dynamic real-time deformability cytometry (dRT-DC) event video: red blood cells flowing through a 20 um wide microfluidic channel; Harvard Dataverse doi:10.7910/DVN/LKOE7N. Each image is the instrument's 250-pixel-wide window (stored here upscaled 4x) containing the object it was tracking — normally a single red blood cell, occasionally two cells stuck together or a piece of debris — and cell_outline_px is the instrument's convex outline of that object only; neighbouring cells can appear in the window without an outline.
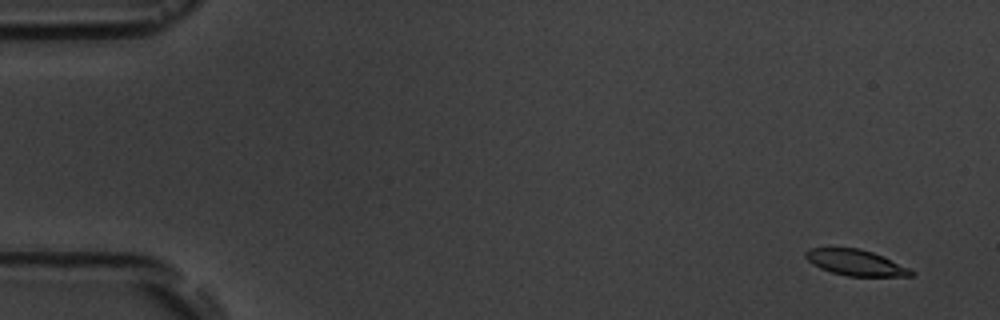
{"species": "common noctule bat (a hibernating species)", "species_latin": "Nyctalus noctula", "temperature_condition": "room temperature", "stored_images_in_passage": 5, "camera_frame_rate_fps": 3000, "um_per_image_px": 0.085, "animal": {"sex": "male", "body_mass_g": 19.5, "forearm_length_mm": 54.6}, "frame": {"image": 1, "passage_image": 2, "time_ms": 1.0, "image_size_px": [1000, 320], "cell_outline_px": [[916, 272], [912, 276], [848, 276], [832, 272], [820, 268], [812, 264], [804, 256], [804, 252], [808, 248], [860, 248], [884, 256]], "centroid_in_image_um": [72.72, 22.32], "position_along_channel_um": 12.3, "area_um2": 15.9}}